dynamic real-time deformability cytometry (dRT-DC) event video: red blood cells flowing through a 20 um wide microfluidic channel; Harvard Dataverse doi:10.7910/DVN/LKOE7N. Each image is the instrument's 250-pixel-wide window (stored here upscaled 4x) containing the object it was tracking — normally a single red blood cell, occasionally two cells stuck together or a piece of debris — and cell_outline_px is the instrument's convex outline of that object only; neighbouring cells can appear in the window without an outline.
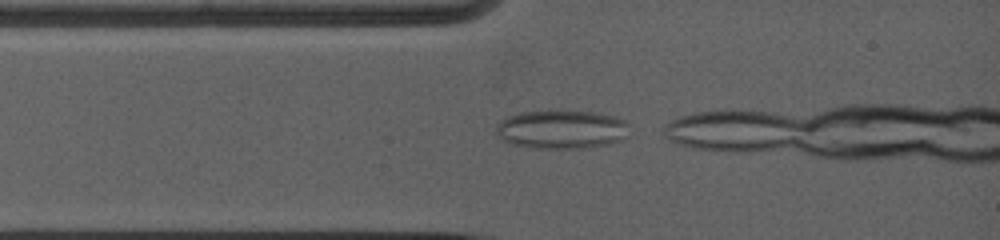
{"species": "common noctule bat (a hibernating species)", "species_latin": "Nyctalus noctula", "temperature_condition": "warm", "stored_images_in_passage": 10, "camera_frame_rate_fps": 5000, "um_per_image_px": 0.085, "animal": {"sex": "female", "body_mass_g": 19.0, "forearm_length_mm": 53.3}, "frame": {"image": 1, "passage_image": 1, "time_ms": 0.0, "image_size_px": [1000, 240], "cell_outline_px": [[628, 136], [620, 140], [608, 144], [584, 148], [536, 148], [512, 144], [504, 140], [496, 132], [496, 124], [500, 120], [508, 116], [520, 112], [596, 112], [616, 116], [624, 120], [628, 124]], "centroid_in_image_um": [47.76, 11.01], "position_along_channel_um": 37.2, "area_um2": 29.77}}